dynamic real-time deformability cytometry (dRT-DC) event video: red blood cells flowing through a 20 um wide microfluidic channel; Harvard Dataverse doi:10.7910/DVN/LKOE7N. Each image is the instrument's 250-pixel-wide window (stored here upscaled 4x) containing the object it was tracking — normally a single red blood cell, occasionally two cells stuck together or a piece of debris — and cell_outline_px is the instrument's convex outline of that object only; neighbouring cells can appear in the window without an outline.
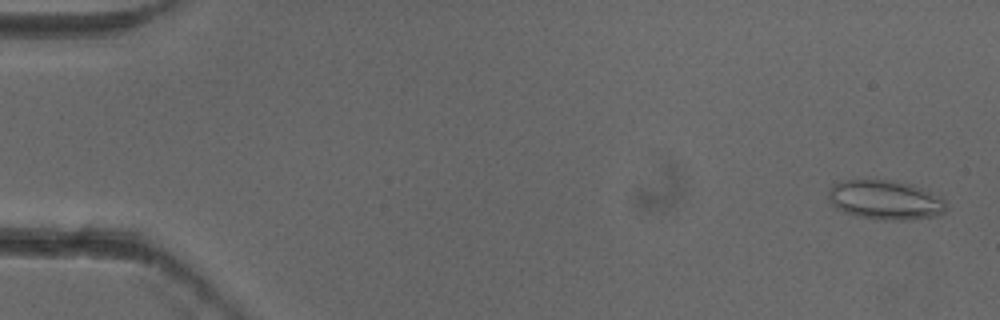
{"species": "common noctule bat (a hibernating species)", "species_latin": "Nyctalus noctula", "temperature_condition": "cold", "stored_images_in_passage": 4, "camera_frame_rate_fps": 3000, "um_per_image_px": 0.085, "animal": {"sex": "female"}, "frame": {"image": 1, "passage_image": 1, "time_ms": 0.0, "image_size_px": [1000, 320], "cell_outline_px": [[944, 212], [932, 216], [900, 220], [892, 220], [860, 216], [844, 212], [836, 208], [828, 200], [828, 192], [832, 184], [848, 180], [892, 180], [912, 184], [944, 200]], "centroid_in_image_um": [75.17, 16.98], "position_along_channel_um": 9.8, "area_um2": 26.36}}